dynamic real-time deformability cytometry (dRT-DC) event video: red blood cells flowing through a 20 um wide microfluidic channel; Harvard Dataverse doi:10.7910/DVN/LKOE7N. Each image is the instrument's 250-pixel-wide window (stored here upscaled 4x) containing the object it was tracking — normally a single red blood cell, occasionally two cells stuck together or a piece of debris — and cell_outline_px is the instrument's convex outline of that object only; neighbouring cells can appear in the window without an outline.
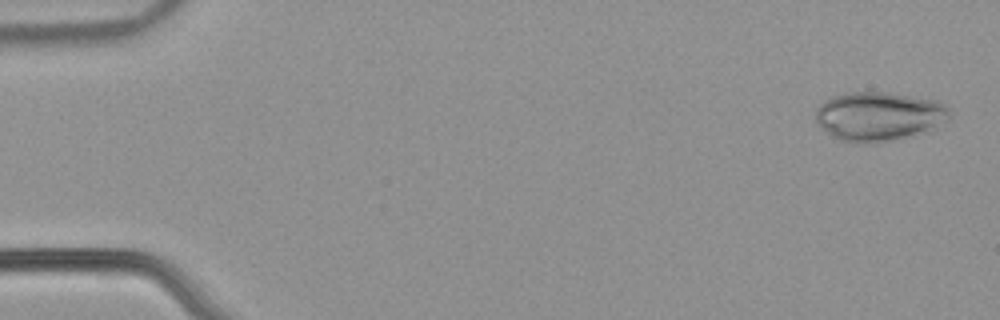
{"species": "common noctule bat (a hibernating species)", "species_latin": "Nyctalus noctula", "temperature_condition": "warm", "stored_images_in_passage": 52, "camera_frame_rate_fps": 3000, "um_per_image_px": 0.085, "animal": {"sex": "male", "body_mass_g": 21.5, "forearm_length_mm": 52.0}, "frame": {"image": 1, "passage_image": 2, "time_ms": 0.333, "image_size_px": [1000, 320], "cell_outline_px": [[948, 120], [936, 128], [928, 132], [876, 144], [864, 144], [840, 140], [832, 136], [816, 120], [816, 108], [820, 104], [832, 96], [852, 92], [884, 92], [940, 100], [948, 108]], "centroid_in_image_um": [74.75, 9.9], "position_along_channel_um": 10.3, "area_um2": 38.55}}
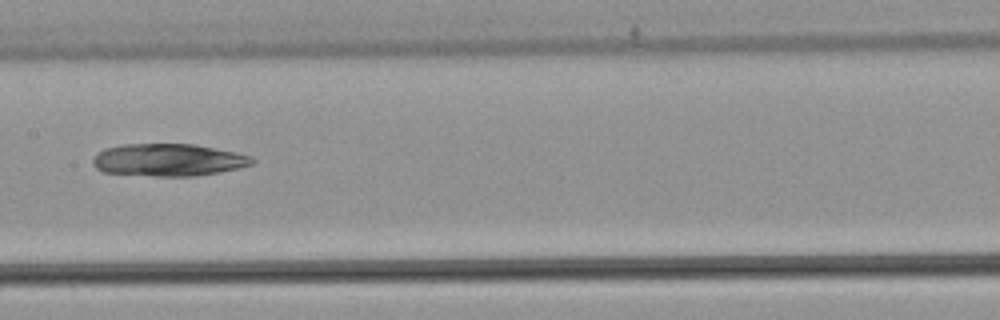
{"frame": {"image": 2, "passage_image": 27, "time_ms": 8.667, "image_size_px": [1000, 320], "cell_outline_px": [[256, 160], [252, 164], [240, 168], [220, 172], [192, 176], [156, 176], [104, 172], [96, 168], [92, 164], [92, 160], [96, 152], [104, 148], [120, 144], [196, 144], [236, 152], [252, 156]], "centroid_in_image_um": [14.31, 13.58], "position_along_channel_um": 193.1, "area_um2": 30.35}}
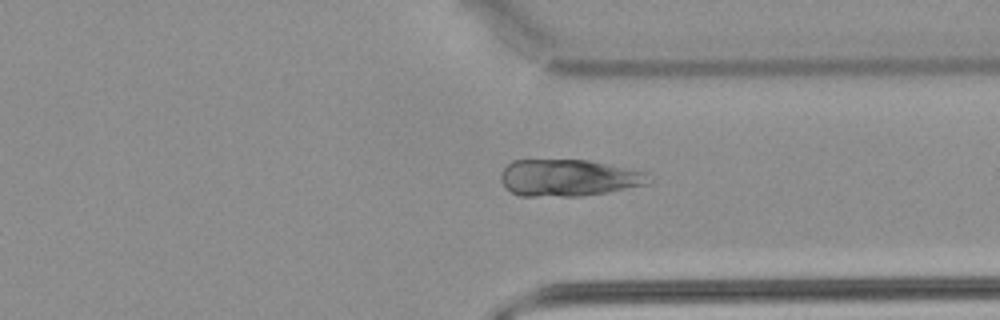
{"frame": {"image": 3, "passage_image": 40, "time_ms": 13.0, "image_size_px": [1000, 320], "cell_outline_px": [[652, 180], [648, 184], [604, 192], [580, 196], [520, 196], [512, 192], [500, 180], [500, 172], [512, 160], [588, 160], [648, 172]], "centroid_in_image_um": [48.32, 15.1], "position_along_channel_um": 363.1, "area_um2": 31.67}}